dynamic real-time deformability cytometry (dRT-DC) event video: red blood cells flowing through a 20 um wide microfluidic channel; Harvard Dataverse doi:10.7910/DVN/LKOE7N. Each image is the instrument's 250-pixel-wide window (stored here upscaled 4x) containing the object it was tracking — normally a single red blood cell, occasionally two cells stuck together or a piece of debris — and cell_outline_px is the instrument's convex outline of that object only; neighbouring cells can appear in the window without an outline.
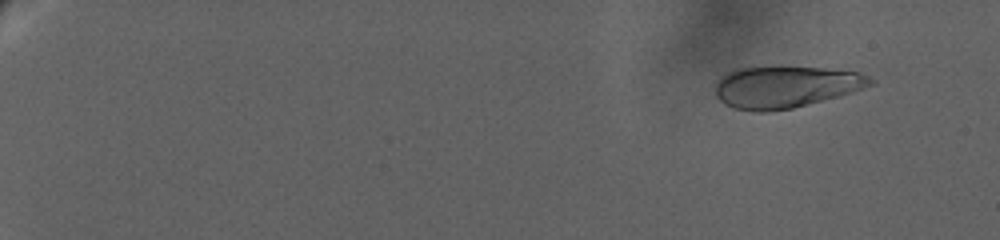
{"species": "human", "species_latin": "Homo sapiens", "temperature_condition": "warm", "stored_images_in_passage": 11, "camera_frame_rate_fps": 3000, "um_per_image_px": 0.085, "donor": {"sex": "female"}, "frame": {"image": 1, "passage_image": 3, "time_ms": 2.333, "image_size_px": [1000, 240], "cell_outline_px": [[876, 84], [840, 96], [792, 108], [768, 112], [756, 112], [736, 108], [720, 100], [716, 96], [716, 80], [720, 76], [728, 72], [740, 68], [764, 64], [784, 64], [824, 68], [860, 72], [876, 80]], "centroid_in_image_um": [66.79, 7.33], "position_along_channel_um": 18.2, "area_um2": 38.96}}
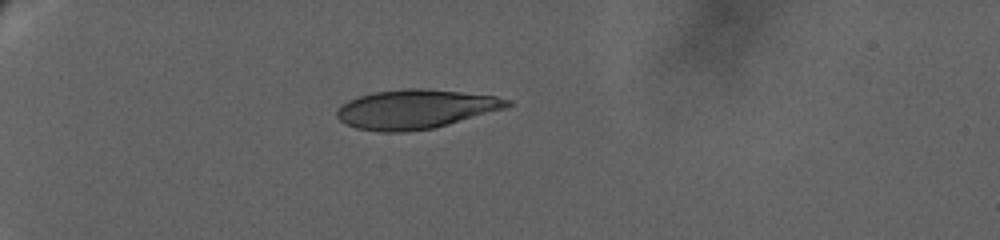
{"frame": {"image": 2, "passage_image": 8, "time_ms": 8.333, "image_size_px": [1000, 240], "cell_outline_px": [[512, 104], [508, 108], [448, 124], [432, 128], [404, 132], [380, 132], [356, 128], [340, 120], [336, 116], [336, 112], [348, 100], [360, 96], [376, 92], [404, 88], [424, 88], [496, 96], [512, 100]], "centroid_in_image_um": [35.37, 9.27], "position_along_channel_um": 49.6, "area_um2": 38.73}}
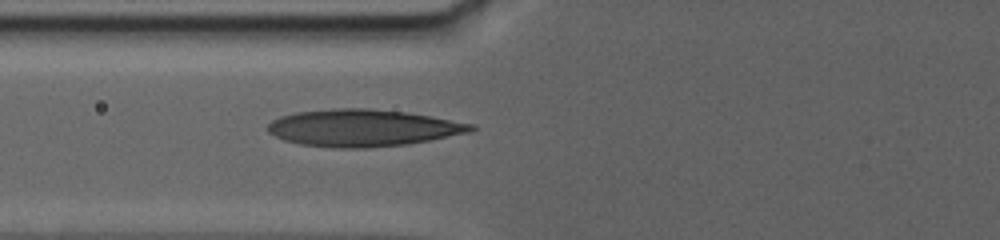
{"frame": {"image": 3, "passage_image": 11, "time_ms": 11.667, "image_size_px": [1000, 240], "cell_outline_px": [[476, 128], [472, 132], [408, 144], [368, 148], [332, 148], [300, 144], [284, 140], [268, 132], [268, 124], [272, 120], [280, 116], [296, 112], [332, 108], [368, 108], [408, 112], [432, 116], [476, 124]], "centroid_in_image_um": [30.87, 10.87], "position_along_channel_um": 94.9, "area_um2": 44.22}}